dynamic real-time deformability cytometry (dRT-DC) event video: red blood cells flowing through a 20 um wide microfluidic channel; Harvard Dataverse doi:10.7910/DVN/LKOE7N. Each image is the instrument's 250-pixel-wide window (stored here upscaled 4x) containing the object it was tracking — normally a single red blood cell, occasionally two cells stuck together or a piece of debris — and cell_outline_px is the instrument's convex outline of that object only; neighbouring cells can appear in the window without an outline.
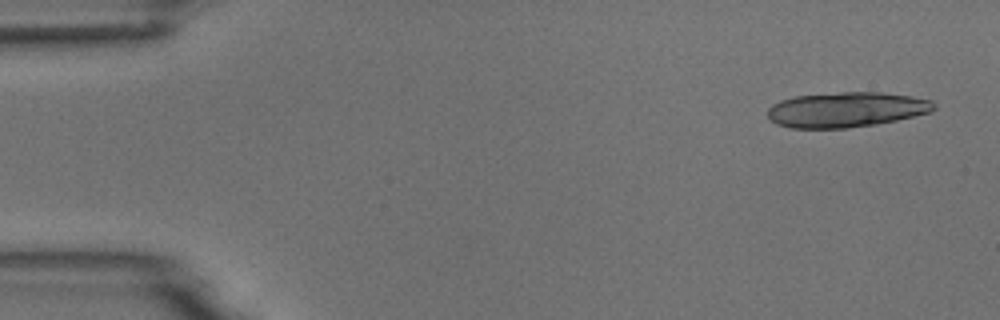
{"species": "common noctule bat (a hibernating species)", "species_latin": "Nyctalus noctula", "temperature_condition": "room temperature", "stored_images_in_passage": 5, "camera_frame_rate_fps": 3000, "um_per_image_px": 0.085, "animal": {"sex": "male", "body_mass_g": 18.8}, "frame": {"image": 1, "passage_image": 1, "time_ms": 0.0, "image_size_px": [1000, 320], "cell_outline_px": [[936, 108], [932, 112], [896, 120], [876, 124], [848, 128], [792, 128], [776, 124], [768, 116], [768, 108], [772, 104], [780, 100], [796, 96], [840, 92], [880, 92], [912, 96], [932, 100], [936, 104]], "centroid_in_image_um": [71.96, 9.32], "position_along_channel_um": 13.0, "area_um2": 34.16}}